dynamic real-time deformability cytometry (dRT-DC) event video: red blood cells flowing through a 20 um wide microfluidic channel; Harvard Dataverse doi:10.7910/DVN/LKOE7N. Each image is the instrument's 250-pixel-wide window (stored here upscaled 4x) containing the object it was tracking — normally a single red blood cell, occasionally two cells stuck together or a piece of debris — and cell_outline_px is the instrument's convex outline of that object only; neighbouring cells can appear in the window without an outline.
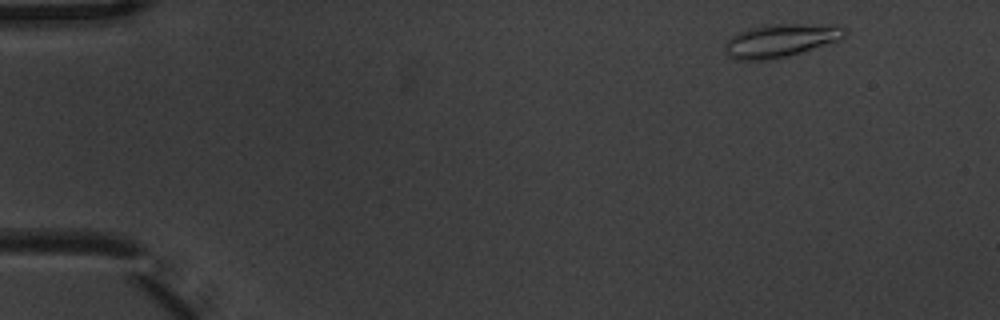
{"species": "common noctule bat (a hibernating species)", "species_latin": "Nyctalus noctula", "temperature_condition": "warm", "stored_images_in_passage": 5, "camera_frame_rate_fps": 3000, "um_per_image_px": 0.085, "animal": {"sex": "male", "body_mass_g": 20.1, "forearm_length_mm": 53.5}, "frame": {"image": 1, "passage_image": 1, "time_ms": 0.0, "image_size_px": [1000, 320], "cell_outline_px": [[848, 32], [844, 36], [836, 40], [776, 60], [736, 60], [728, 56], [724, 48], [724, 44], [732, 36], [740, 32], [752, 28], [772, 24], [836, 24], [844, 28]], "centroid_in_image_um": [66.33, 3.45], "position_along_channel_um": 18.7, "area_um2": 22.95}}
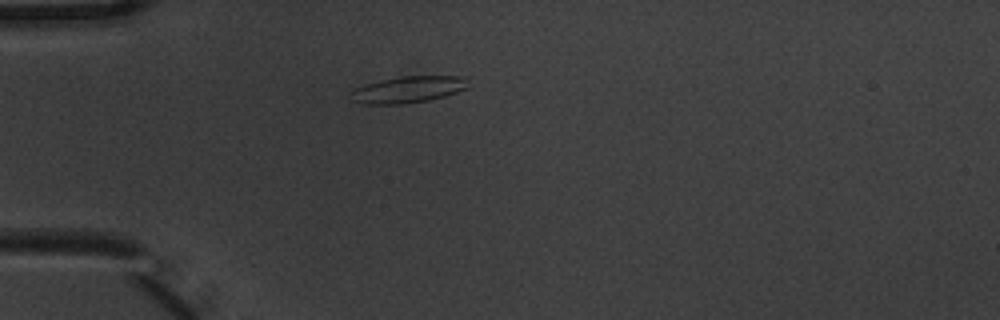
{"frame": {"image": 2, "passage_image": 4, "time_ms": 1.0, "image_size_px": [1000, 320], "cell_outline_px": [[468, 88], [444, 96], [428, 100], [404, 104], [364, 104], [352, 100], [352, 88], [380, 80], [404, 76], [460, 76], [464, 80]], "centroid_in_image_um": [34.64, 7.62], "position_along_channel_um": 50.4, "area_um2": 17.92}}